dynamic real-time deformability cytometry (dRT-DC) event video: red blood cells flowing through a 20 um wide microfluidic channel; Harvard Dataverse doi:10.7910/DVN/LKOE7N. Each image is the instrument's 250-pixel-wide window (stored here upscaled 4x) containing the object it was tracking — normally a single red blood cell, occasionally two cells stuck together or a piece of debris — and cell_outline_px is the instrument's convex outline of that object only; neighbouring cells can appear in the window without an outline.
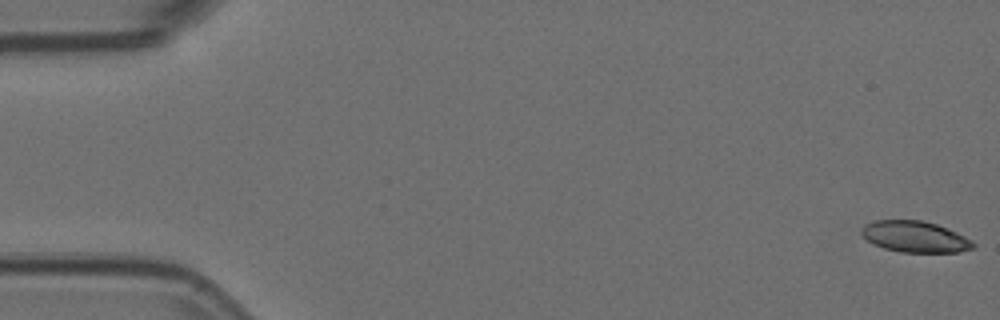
{"species": "Egyptian fruit bat (a non-hibernating species)", "species_latin": "Rousettus aegyptiacus", "temperature_condition": "room temperature", "stored_images_in_passage": 5, "camera_frame_rate_fps": 3000, "um_per_image_px": 0.085, "animal": {"sex": "female"}, "frame": {"image": 1, "passage_image": 1, "time_ms": 0.0, "image_size_px": [1000, 320], "cell_outline_px": [[976, 244], [972, 248], [960, 252], [900, 252], [884, 248], [872, 244], [860, 232], [860, 228], [864, 224], [876, 220], [924, 220], [936, 224], [956, 232], [972, 240]], "centroid_in_image_um": [77.75, 20.12], "position_along_channel_um": 7.2, "area_um2": 20.35}}
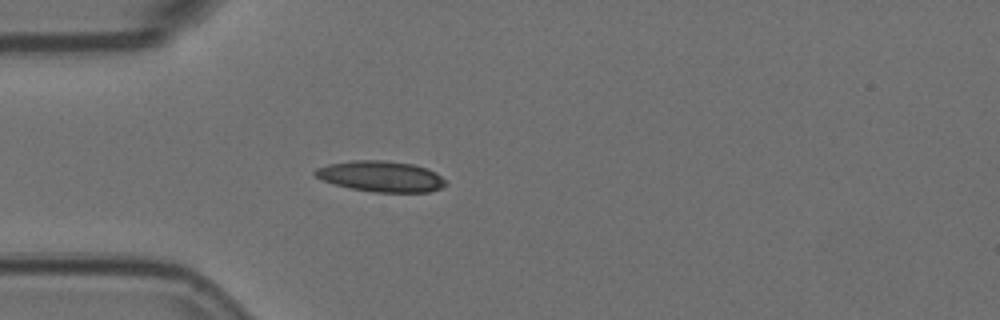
{"frame": {"image": 2, "passage_image": 5, "time_ms": 1.333, "image_size_px": [1000, 320], "cell_outline_px": [[448, 184], [440, 188], [428, 192], [372, 192], [348, 188], [324, 180], [316, 176], [312, 172], [316, 168], [328, 164], [352, 160], [384, 160], [412, 164], [428, 168], [436, 172]], "centroid_in_image_um": [32.38, 14.99], "position_along_channel_um": 52.6, "area_um2": 23.47}}